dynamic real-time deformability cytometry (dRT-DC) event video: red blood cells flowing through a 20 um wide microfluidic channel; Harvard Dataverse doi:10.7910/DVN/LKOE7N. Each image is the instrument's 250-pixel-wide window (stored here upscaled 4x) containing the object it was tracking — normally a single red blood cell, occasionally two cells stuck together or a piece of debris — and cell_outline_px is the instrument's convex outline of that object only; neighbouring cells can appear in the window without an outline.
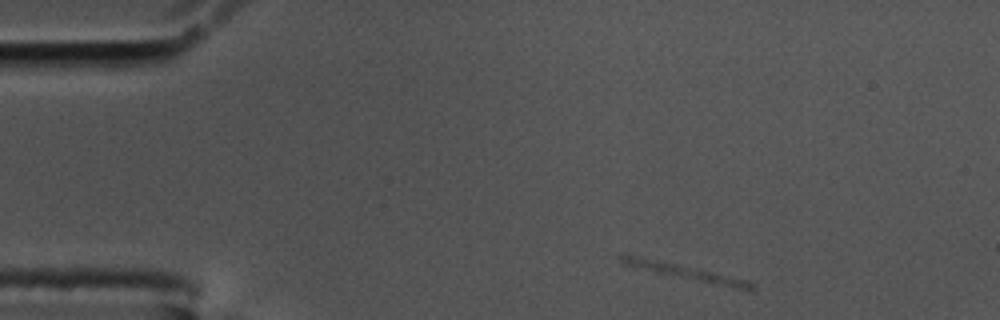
{"species": "common noctule bat (a hibernating species)", "species_latin": "Nyctalus noctula", "temperature_condition": "cold", "stored_images_in_passage": 12, "camera_frame_rate_fps": 3000, "um_per_image_px": 0.085, "animal": {"sex": "male", "body_mass_g": 17.5, "forearm_length_mm": 52.3}, "frame": {"image": 1, "passage_image": 1, "time_ms": 0.0, "image_size_px": [1000, 320], "cell_outline_px": [[756, 288], [752, 292], [660, 272], [628, 264], [620, 260], [620, 256], [624, 252], [748, 280]], "centroid_in_image_um": [58.4, 23.12], "position_along_channel_um": 26.6, "area_um2": 10.87}}